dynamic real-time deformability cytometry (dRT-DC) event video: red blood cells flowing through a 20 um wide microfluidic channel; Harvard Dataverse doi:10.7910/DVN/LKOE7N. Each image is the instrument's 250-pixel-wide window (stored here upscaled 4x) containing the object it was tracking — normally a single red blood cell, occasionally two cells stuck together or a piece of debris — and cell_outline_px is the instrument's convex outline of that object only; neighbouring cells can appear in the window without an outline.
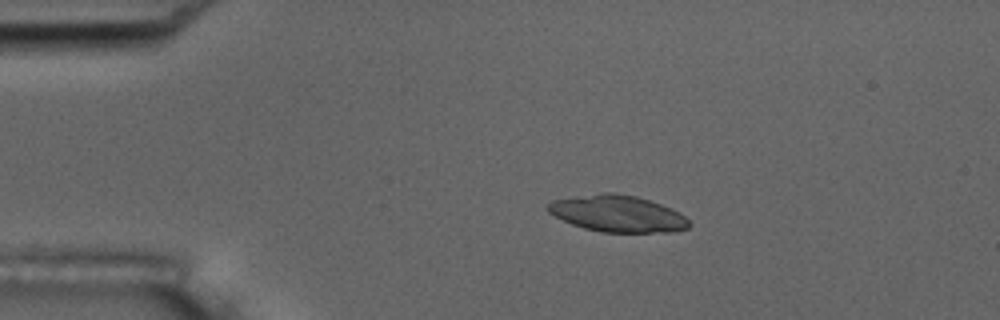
{"species": "common noctule bat (a hibernating species)", "species_latin": "Nyctalus noctula", "temperature_condition": "room temperature", "stored_images_in_passage": 5, "camera_frame_rate_fps": 3000, "um_per_image_px": 0.085, "animal": {"sex": "male", "body_mass_g": 17.5, "forearm_length_mm": 52.3}, "frame": {"image": 1, "passage_image": 3, "time_ms": 0.667, "image_size_px": [1000, 320], "cell_outline_px": [[692, 224], [688, 228], [672, 232], [600, 232], [584, 228], [572, 224], [548, 212], [544, 208], [552, 200], [604, 192], [612, 192], [636, 196], [672, 208], [680, 212]], "centroid_in_image_um": [52.51, 18.16], "position_along_channel_um": 32.5, "area_um2": 30.11}}